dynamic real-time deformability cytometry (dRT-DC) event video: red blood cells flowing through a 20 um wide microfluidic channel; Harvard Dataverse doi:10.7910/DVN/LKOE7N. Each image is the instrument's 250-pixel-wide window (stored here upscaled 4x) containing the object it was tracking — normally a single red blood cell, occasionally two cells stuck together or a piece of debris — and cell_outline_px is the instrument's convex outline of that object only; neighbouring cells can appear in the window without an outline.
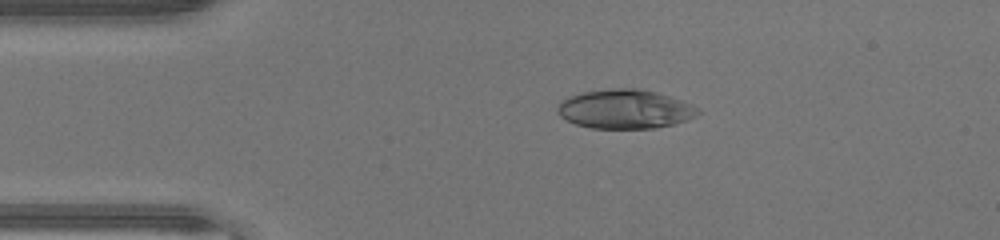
{"species": "human", "species_latin": "Homo sapiens", "temperature_condition": "warm", "stored_images_in_passage": 39, "camera_frame_rate_fps": 3000, "um_per_image_px": 0.085, "donor": {"sex": "male"}, "frame": {"image": 1, "passage_image": 2, "time_ms": 0.333, "image_size_px": [1000, 240], "cell_outline_px": [[700, 112], [696, 116], [676, 124], [656, 128], [592, 128], [576, 124], [560, 116], [556, 108], [556, 104], [560, 100], [568, 96], [580, 92], [612, 88], [636, 88], [656, 92], [692, 104], [700, 108]], "centroid_in_image_um": [53.11, 9.27], "position_along_channel_um": 31.9, "area_um2": 32.25}}
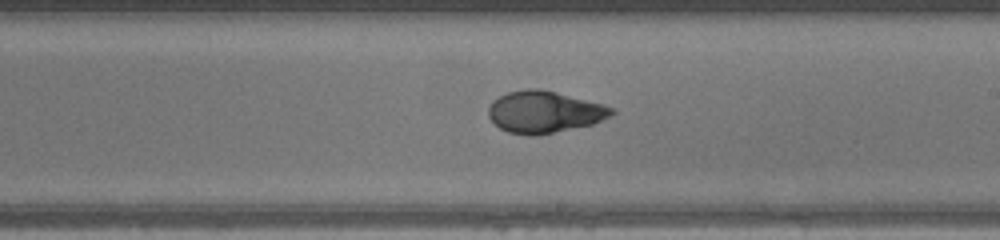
{"frame": {"image": 2, "passage_image": 19, "time_ms": 6.0, "image_size_px": [1000, 240], "cell_outline_px": [[616, 112], [612, 116], [592, 124], [532, 136], [508, 132], [500, 128], [488, 116], [488, 108], [492, 100], [508, 92], [524, 88], [540, 88], [604, 104], [612, 108]], "centroid_in_image_um": [46.26, 9.5], "position_along_channel_um": 242.7, "area_um2": 29.94}}
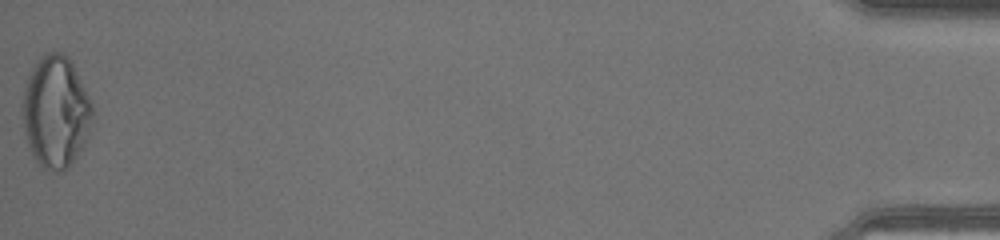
{"frame": {"image": 3, "passage_image": 39, "time_ms": 12.667, "image_size_px": [1000, 240], "cell_outline_px": [[92, 124], [84, 144], [68, 168], [60, 172], [48, 172], [36, 164], [28, 144], [24, 132], [24, 88], [28, 76], [32, 68], [40, 56], [48, 52], [60, 52], [68, 56], [92, 104]], "centroid_in_image_um": [4.73, 9.55], "position_along_channel_um": 430.5, "area_um2": 45.32}, "authors_computed_cell_mechanics": {"area_um2": 30.923, "velocity_mm_per_s": 4.48, "shape_relaxation_time_tau1_ms": 9.8558, "shape_relaxation_time_tau2_ms": null, "deformation_change_tau1": 0.3876, "deformation_change_tau2": null}}